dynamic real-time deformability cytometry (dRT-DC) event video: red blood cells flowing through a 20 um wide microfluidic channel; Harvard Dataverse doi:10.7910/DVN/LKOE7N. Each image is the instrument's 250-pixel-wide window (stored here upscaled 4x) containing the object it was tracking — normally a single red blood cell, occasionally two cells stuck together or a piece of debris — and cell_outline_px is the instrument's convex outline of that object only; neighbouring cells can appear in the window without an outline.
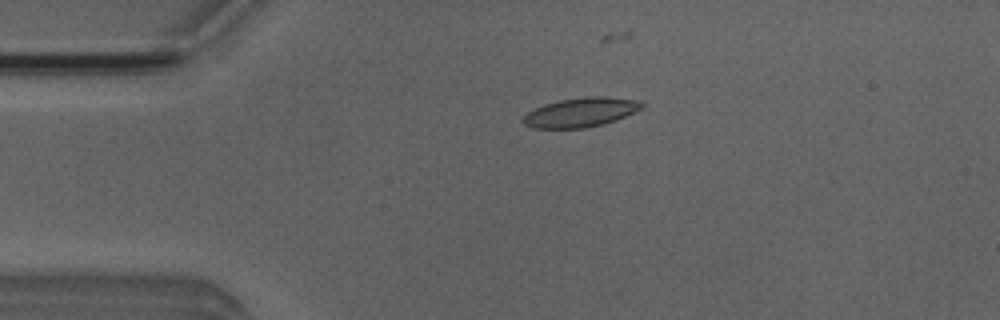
{"species": "Egyptian fruit bat (a non-hibernating species)", "species_latin": "Rousettus aegyptiacus", "temperature_condition": "room temperature", "stored_images_in_passage": 39, "camera_frame_rate_fps": 3000, "um_per_image_px": 0.085, "animal": {"sex": "male"}, "frame": {"image": 1, "passage_image": 11, "time_ms": 3.333, "image_size_px": [1000, 320], "cell_outline_px": [[644, 108], [616, 120], [604, 124], [584, 128], [532, 128], [524, 124], [520, 120], [528, 112], [544, 104], [560, 100], [588, 96], [608, 96], [640, 100], [644, 104]], "centroid_in_image_um": [49.4, 9.54], "position_along_channel_um": 35.6, "area_um2": 20.46}}
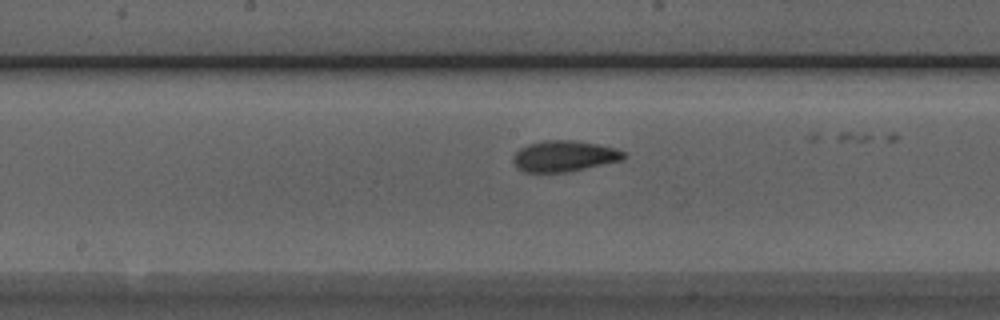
{"frame": {"image": 2, "passage_image": 26, "time_ms": 8.333, "image_size_px": [1000, 320], "cell_outline_px": [[628, 156], [624, 160], [568, 172], [524, 172], [516, 168], [512, 160], [512, 156], [520, 148], [528, 144], [544, 140], [572, 140], [596, 144], [616, 148], [624, 152]], "centroid_in_image_um": [47.96, 13.28], "position_along_channel_um": 200.2, "area_um2": 20.17}}
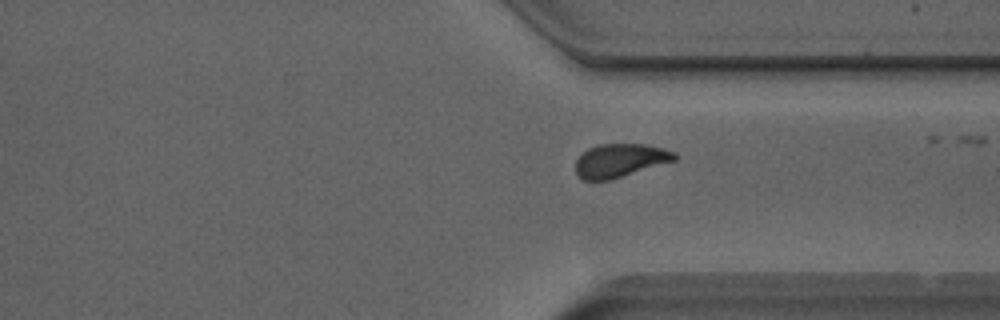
{"frame": {"image": 3, "passage_image": 38, "time_ms": 12.333, "image_size_px": [1000, 320], "cell_outline_px": [[676, 160], [608, 180], [584, 180], [576, 176], [576, 160], [588, 148], [600, 144], [644, 144], [664, 148], [676, 152]], "centroid_in_image_um": [52.69, 13.63], "position_along_channel_um": 358.7, "area_um2": 19.13}}